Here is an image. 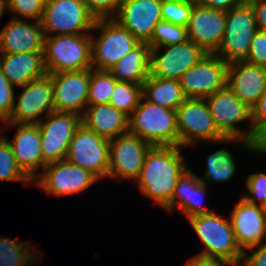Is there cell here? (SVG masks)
<instances>
[{"mask_svg":"<svg viewBox=\"0 0 266 266\" xmlns=\"http://www.w3.org/2000/svg\"><path fill=\"white\" fill-rule=\"evenodd\" d=\"M182 149L179 146H151L134 183L141 194L163 209L172 199L178 178L188 168Z\"/></svg>","mask_w":266,"mask_h":266,"instance_id":"6da1fadb","label":"cell"},{"mask_svg":"<svg viewBox=\"0 0 266 266\" xmlns=\"http://www.w3.org/2000/svg\"><path fill=\"white\" fill-rule=\"evenodd\" d=\"M181 147L194 148L196 143L236 144L249 152L247 141L225 138L216 127L205 99L186 98L176 110Z\"/></svg>","mask_w":266,"mask_h":266,"instance_id":"7a4b0ae2","label":"cell"},{"mask_svg":"<svg viewBox=\"0 0 266 266\" xmlns=\"http://www.w3.org/2000/svg\"><path fill=\"white\" fill-rule=\"evenodd\" d=\"M128 132L137 135L152 146H179L176 111L146 100L143 96L139 105L128 119Z\"/></svg>","mask_w":266,"mask_h":266,"instance_id":"3957f363","label":"cell"},{"mask_svg":"<svg viewBox=\"0 0 266 266\" xmlns=\"http://www.w3.org/2000/svg\"><path fill=\"white\" fill-rule=\"evenodd\" d=\"M188 220L204 245V249L199 254L220 257L240 265L243 251L237 244L228 216L224 217L212 211Z\"/></svg>","mask_w":266,"mask_h":266,"instance_id":"277c9868","label":"cell"},{"mask_svg":"<svg viewBox=\"0 0 266 266\" xmlns=\"http://www.w3.org/2000/svg\"><path fill=\"white\" fill-rule=\"evenodd\" d=\"M47 74L91 69V34L45 36Z\"/></svg>","mask_w":266,"mask_h":266,"instance_id":"5b68a950","label":"cell"},{"mask_svg":"<svg viewBox=\"0 0 266 266\" xmlns=\"http://www.w3.org/2000/svg\"><path fill=\"white\" fill-rule=\"evenodd\" d=\"M92 33L99 34L95 37ZM139 43L114 19L95 20L91 32L92 69L108 71Z\"/></svg>","mask_w":266,"mask_h":266,"instance_id":"8992f818","label":"cell"},{"mask_svg":"<svg viewBox=\"0 0 266 266\" xmlns=\"http://www.w3.org/2000/svg\"><path fill=\"white\" fill-rule=\"evenodd\" d=\"M257 30L255 12L249 2L229 9L226 12L224 36L214 54L227 63L244 61Z\"/></svg>","mask_w":266,"mask_h":266,"instance_id":"52a82bcc","label":"cell"},{"mask_svg":"<svg viewBox=\"0 0 266 266\" xmlns=\"http://www.w3.org/2000/svg\"><path fill=\"white\" fill-rule=\"evenodd\" d=\"M94 23L83 0H46L41 18L45 36L91 34Z\"/></svg>","mask_w":266,"mask_h":266,"instance_id":"ba28073f","label":"cell"},{"mask_svg":"<svg viewBox=\"0 0 266 266\" xmlns=\"http://www.w3.org/2000/svg\"><path fill=\"white\" fill-rule=\"evenodd\" d=\"M209 112L220 133L225 138L248 141L252 129V109L242 103L226 86L205 98ZM248 123L247 129L238 125Z\"/></svg>","mask_w":266,"mask_h":266,"instance_id":"9c48e42d","label":"cell"},{"mask_svg":"<svg viewBox=\"0 0 266 266\" xmlns=\"http://www.w3.org/2000/svg\"><path fill=\"white\" fill-rule=\"evenodd\" d=\"M109 146V139L81 123L69 144L66 160L92 173L100 181L108 175Z\"/></svg>","mask_w":266,"mask_h":266,"instance_id":"30bf717a","label":"cell"},{"mask_svg":"<svg viewBox=\"0 0 266 266\" xmlns=\"http://www.w3.org/2000/svg\"><path fill=\"white\" fill-rule=\"evenodd\" d=\"M10 118L3 123L38 124L54 112L53 83L50 74L19 87ZM43 117V118H42Z\"/></svg>","mask_w":266,"mask_h":266,"instance_id":"8fae6325","label":"cell"},{"mask_svg":"<svg viewBox=\"0 0 266 266\" xmlns=\"http://www.w3.org/2000/svg\"><path fill=\"white\" fill-rule=\"evenodd\" d=\"M98 180L92 173L65 159L47 164L33 184L38 185L48 196L62 197L84 192Z\"/></svg>","mask_w":266,"mask_h":266,"instance_id":"7c38bea8","label":"cell"},{"mask_svg":"<svg viewBox=\"0 0 266 266\" xmlns=\"http://www.w3.org/2000/svg\"><path fill=\"white\" fill-rule=\"evenodd\" d=\"M152 145L130 132L110 140L107 178L120 182L139 178L145 156Z\"/></svg>","mask_w":266,"mask_h":266,"instance_id":"4fadbf2b","label":"cell"},{"mask_svg":"<svg viewBox=\"0 0 266 266\" xmlns=\"http://www.w3.org/2000/svg\"><path fill=\"white\" fill-rule=\"evenodd\" d=\"M37 125L41 135L42 159L50 164L66 159L69 144L81 125V116L54 111Z\"/></svg>","mask_w":266,"mask_h":266,"instance_id":"5bb4252c","label":"cell"},{"mask_svg":"<svg viewBox=\"0 0 266 266\" xmlns=\"http://www.w3.org/2000/svg\"><path fill=\"white\" fill-rule=\"evenodd\" d=\"M229 63L216 54H207L179 79L186 98H203L227 86Z\"/></svg>","mask_w":266,"mask_h":266,"instance_id":"9a60e30c","label":"cell"},{"mask_svg":"<svg viewBox=\"0 0 266 266\" xmlns=\"http://www.w3.org/2000/svg\"><path fill=\"white\" fill-rule=\"evenodd\" d=\"M206 55L207 53L201 47L189 40L151 48L150 76L179 80L188 69Z\"/></svg>","mask_w":266,"mask_h":266,"instance_id":"2e32d148","label":"cell"},{"mask_svg":"<svg viewBox=\"0 0 266 266\" xmlns=\"http://www.w3.org/2000/svg\"><path fill=\"white\" fill-rule=\"evenodd\" d=\"M3 124L4 125L0 127V135L9 144L17 165L33 181L47 165L42 159L41 135L38 125L17 123ZM9 127L16 128L12 140L8 139L7 135H3ZM39 170L40 172L38 173Z\"/></svg>","mask_w":266,"mask_h":266,"instance_id":"e0dca14e","label":"cell"},{"mask_svg":"<svg viewBox=\"0 0 266 266\" xmlns=\"http://www.w3.org/2000/svg\"><path fill=\"white\" fill-rule=\"evenodd\" d=\"M53 83L54 111L80 116L88 105L90 69L50 74Z\"/></svg>","mask_w":266,"mask_h":266,"instance_id":"ac0fdd59","label":"cell"},{"mask_svg":"<svg viewBox=\"0 0 266 266\" xmlns=\"http://www.w3.org/2000/svg\"><path fill=\"white\" fill-rule=\"evenodd\" d=\"M226 11L216 10L196 1L186 26L187 37L207 54H214L223 39Z\"/></svg>","mask_w":266,"mask_h":266,"instance_id":"d6986e66","label":"cell"},{"mask_svg":"<svg viewBox=\"0 0 266 266\" xmlns=\"http://www.w3.org/2000/svg\"><path fill=\"white\" fill-rule=\"evenodd\" d=\"M114 20L140 43H149L156 24L162 21L161 0H122Z\"/></svg>","mask_w":266,"mask_h":266,"instance_id":"ffe728a7","label":"cell"},{"mask_svg":"<svg viewBox=\"0 0 266 266\" xmlns=\"http://www.w3.org/2000/svg\"><path fill=\"white\" fill-rule=\"evenodd\" d=\"M229 220L242 251L266 242L264 207L248 203L242 197L230 213Z\"/></svg>","mask_w":266,"mask_h":266,"instance_id":"44dd1931","label":"cell"},{"mask_svg":"<svg viewBox=\"0 0 266 266\" xmlns=\"http://www.w3.org/2000/svg\"><path fill=\"white\" fill-rule=\"evenodd\" d=\"M227 87L250 109L266 90V67L234 61L227 70Z\"/></svg>","mask_w":266,"mask_h":266,"instance_id":"7402d4cb","label":"cell"},{"mask_svg":"<svg viewBox=\"0 0 266 266\" xmlns=\"http://www.w3.org/2000/svg\"><path fill=\"white\" fill-rule=\"evenodd\" d=\"M44 39L41 21L11 18L0 29V53L43 52Z\"/></svg>","mask_w":266,"mask_h":266,"instance_id":"603a6c76","label":"cell"},{"mask_svg":"<svg viewBox=\"0 0 266 266\" xmlns=\"http://www.w3.org/2000/svg\"><path fill=\"white\" fill-rule=\"evenodd\" d=\"M207 188V184L201 182L192 169L187 168L178 178L172 199L164 210L171 214L174 209L178 210L187 219L214 211L202 205L206 201Z\"/></svg>","mask_w":266,"mask_h":266,"instance_id":"cb8c5ba5","label":"cell"},{"mask_svg":"<svg viewBox=\"0 0 266 266\" xmlns=\"http://www.w3.org/2000/svg\"><path fill=\"white\" fill-rule=\"evenodd\" d=\"M0 71L16 88L47 74L43 52L0 53Z\"/></svg>","mask_w":266,"mask_h":266,"instance_id":"d4e9b609","label":"cell"},{"mask_svg":"<svg viewBox=\"0 0 266 266\" xmlns=\"http://www.w3.org/2000/svg\"><path fill=\"white\" fill-rule=\"evenodd\" d=\"M128 119L111 104L87 105L81 123L97 135L111 140L128 132Z\"/></svg>","mask_w":266,"mask_h":266,"instance_id":"484cf974","label":"cell"},{"mask_svg":"<svg viewBox=\"0 0 266 266\" xmlns=\"http://www.w3.org/2000/svg\"><path fill=\"white\" fill-rule=\"evenodd\" d=\"M150 54L149 44L139 43L108 71L117 81L143 85L150 75Z\"/></svg>","mask_w":266,"mask_h":266,"instance_id":"4316f807","label":"cell"},{"mask_svg":"<svg viewBox=\"0 0 266 266\" xmlns=\"http://www.w3.org/2000/svg\"><path fill=\"white\" fill-rule=\"evenodd\" d=\"M142 96L154 104L174 111L186 99L179 80L150 75L142 85Z\"/></svg>","mask_w":266,"mask_h":266,"instance_id":"83f0119b","label":"cell"},{"mask_svg":"<svg viewBox=\"0 0 266 266\" xmlns=\"http://www.w3.org/2000/svg\"><path fill=\"white\" fill-rule=\"evenodd\" d=\"M41 256L26 241L0 236V266H37Z\"/></svg>","mask_w":266,"mask_h":266,"instance_id":"f1b7e54d","label":"cell"},{"mask_svg":"<svg viewBox=\"0 0 266 266\" xmlns=\"http://www.w3.org/2000/svg\"><path fill=\"white\" fill-rule=\"evenodd\" d=\"M206 168L203 176H198L201 182H228L236 174L237 162L232 152L223 147L206 156Z\"/></svg>","mask_w":266,"mask_h":266,"instance_id":"f546056e","label":"cell"},{"mask_svg":"<svg viewBox=\"0 0 266 266\" xmlns=\"http://www.w3.org/2000/svg\"><path fill=\"white\" fill-rule=\"evenodd\" d=\"M141 98L142 85L118 81L112 91L109 104L129 117L139 105Z\"/></svg>","mask_w":266,"mask_h":266,"instance_id":"4dcf8cb0","label":"cell"},{"mask_svg":"<svg viewBox=\"0 0 266 266\" xmlns=\"http://www.w3.org/2000/svg\"><path fill=\"white\" fill-rule=\"evenodd\" d=\"M118 81L109 71L90 69L88 105L109 104L112 91Z\"/></svg>","mask_w":266,"mask_h":266,"instance_id":"1f68e13d","label":"cell"},{"mask_svg":"<svg viewBox=\"0 0 266 266\" xmlns=\"http://www.w3.org/2000/svg\"><path fill=\"white\" fill-rule=\"evenodd\" d=\"M0 181L22 182L33 185V181L17 165L7 141L0 135Z\"/></svg>","mask_w":266,"mask_h":266,"instance_id":"d6a6232c","label":"cell"},{"mask_svg":"<svg viewBox=\"0 0 266 266\" xmlns=\"http://www.w3.org/2000/svg\"><path fill=\"white\" fill-rule=\"evenodd\" d=\"M187 40L186 27L162 20L156 24L151 41L148 44L151 48H154L179 44Z\"/></svg>","mask_w":266,"mask_h":266,"instance_id":"836d02e7","label":"cell"},{"mask_svg":"<svg viewBox=\"0 0 266 266\" xmlns=\"http://www.w3.org/2000/svg\"><path fill=\"white\" fill-rule=\"evenodd\" d=\"M197 0H161L162 20L186 27Z\"/></svg>","mask_w":266,"mask_h":266,"instance_id":"e575fe53","label":"cell"},{"mask_svg":"<svg viewBox=\"0 0 266 266\" xmlns=\"http://www.w3.org/2000/svg\"><path fill=\"white\" fill-rule=\"evenodd\" d=\"M46 0H6V10L14 15L11 18L41 21Z\"/></svg>","mask_w":266,"mask_h":266,"instance_id":"d590c367","label":"cell"},{"mask_svg":"<svg viewBox=\"0 0 266 266\" xmlns=\"http://www.w3.org/2000/svg\"><path fill=\"white\" fill-rule=\"evenodd\" d=\"M247 194L241 196L250 204L264 207L266 205V173L256 172L249 174L245 182Z\"/></svg>","mask_w":266,"mask_h":266,"instance_id":"8d00e7d4","label":"cell"},{"mask_svg":"<svg viewBox=\"0 0 266 266\" xmlns=\"http://www.w3.org/2000/svg\"><path fill=\"white\" fill-rule=\"evenodd\" d=\"M95 20L114 19L122 0H83Z\"/></svg>","mask_w":266,"mask_h":266,"instance_id":"74e56055","label":"cell"},{"mask_svg":"<svg viewBox=\"0 0 266 266\" xmlns=\"http://www.w3.org/2000/svg\"><path fill=\"white\" fill-rule=\"evenodd\" d=\"M14 86L7 77L0 71V120L6 122L12 113L15 102Z\"/></svg>","mask_w":266,"mask_h":266,"instance_id":"f35d334b","label":"cell"},{"mask_svg":"<svg viewBox=\"0 0 266 266\" xmlns=\"http://www.w3.org/2000/svg\"><path fill=\"white\" fill-rule=\"evenodd\" d=\"M247 63L266 67V31L257 30L251 40Z\"/></svg>","mask_w":266,"mask_h":266,"instance_id":"ab89813d","label":"cell"},{"mask_svg":"<svg viewBox=\"0 0 266 266\" xmlns=\"http://www.w3.org/2000/svg\"><path fill=\"white\" fill-rule=\"evenodd\" d=\"M249 152L266 155V119L259 120L252 129L247 141Z\"/></svg>","mask_w":266,"mask_h":266,"instance_id":"60d3db41","label":"cell"},{"mask_svg":"<svg viewBox=\"0 0 266 266\" xmlns=\"http://www.w3.org/2000/svg\"><path fill=\"white\" fill-rule=\"evenodd\" d=\"M239 266H266V242L244 250Z\"/></svg>","mask_w":266,"mask_h":266,"instance_id":"b9f144b4","label":"cell"},{"mask_svg":"<svg viewBox=\"0 0 266 266\" xmlns=\"http://www.w3.org/2000/svg\"><path fill=\"white\" fill-rule=\"evenodd\" d=\"M184 266H239L227 259L220 257L206 256L202 254H195L187 260Z\"/></svg>","mask_w":266,"mask_h":266,"instance_id":"7bdbcfd3","label":"cell"},{"mask_svg":"<svg viewBox=\"0 0 266 266\" xmlns=\"http://www.w3.org/2000/svg\"><path fill=\"white\" fill-rule=\"evenodd\" d=\"M200 4L212 9L228 11L229 9L239 6L248 0H197Z\"/></svg>","mask_w":266,"mask_h":266,"instance_id":"ee69618b","label":"cell"},{"mask_svg":"<svg viewBox=\"0 0 266 266\" xmlns=\"http://www.w3.org/2000/svg\"><path fill=\"white\" fill-rule=\"evenodd\" d=\"M255 12L257 28L266 31V0H248Z\"/></svg>","mask_w":266,"mask_h":266,"instance_id":"f6af8a7d","label":"cell"},{"mask_svg":"<svg viewBox=\"0 0 266 266\" xmlns=\"http://www.w3.org/2000/svg\"><path fill=\"white\" fill-rule=\"evenodd\" d=\"M266 119V90L261 95L257 104L252 108V123L253 126L259 121Z\"/></svg>","mask_w":266,"mask_h":266,"instance_id":"bcb514c9","label":"cell"},{"mask_svg":"<svg viewBox=\"0 0 266 266\" xmlns=\"http://www.w3.org/2000/svg\"><path fill=\"white\" fill-rule=\"evenodd\" d=\"M6 11V0H0V19L4 12Z\"/></svg>","mask_w":266,"mask_h":266,"instance_id":"7dc6e473","label":"cell"},{"mask_svg":"<svg viewBox=\"0 0 266 266\" xmlns=\"http://www.w3.org/2000/svg\"><path fill=\"white\" fill-rule=\"evenodd\" d=\"M264 212H265V216H266V205L264 206Z\"/></svg>","mask_w":266,"mask_h":266,"instance_id":"c3c4849f","label":"cell"}]
</instances>
